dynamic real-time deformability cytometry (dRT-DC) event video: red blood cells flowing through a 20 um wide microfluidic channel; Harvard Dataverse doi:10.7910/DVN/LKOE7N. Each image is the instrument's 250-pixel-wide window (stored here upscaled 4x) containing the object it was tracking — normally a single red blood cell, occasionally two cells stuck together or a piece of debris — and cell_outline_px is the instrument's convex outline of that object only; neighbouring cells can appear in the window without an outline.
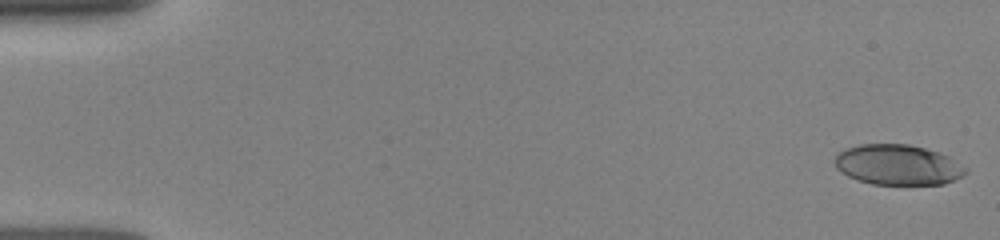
{"species": "human", "species_latin": "Homo sapiens", "temperature_condition": "room temperature", "stored_images_in_passage": 19, "camera_frame_rate_fps": 3000, "um_per_image_px": 0.085, "donor": {"sex": "female"}, "frame": {"image": 1, "passage_image": 1, "time_ms": 0.0, "image_size_px": [1000, 240], "cell_outline_px": [[968, 172], [964, 176], [944, 184], [872, 184], [856, 180], [848, 176], [836, 168], [836, 156], [844, 148], [860, 144], [908, 144], [940, 152], [948, 156], [968, 168]], "centroid_in_image_um": [76.35, 14.01], "position_along_channel_um": 8.7, "area_um2": 30.87}}
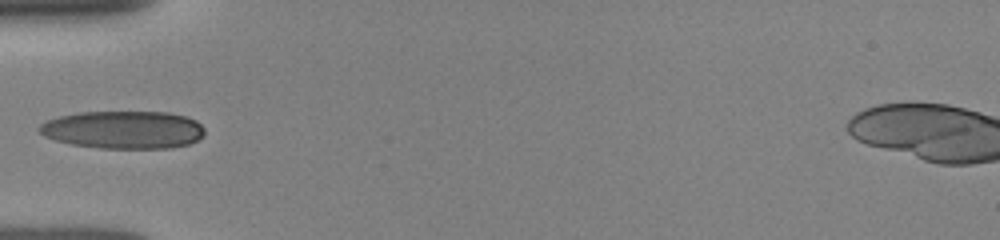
{"frame": {"image": 2, "passage_image": 14, "time_ms": 5.333, "image_size_px": [1000, 240], "cell_outline_px": [[204, 136], [188, 144], [172, 148], [100, 148], [72, 144], [56, 140], [44, 136], [36, 128], [40, 124], [48, 120], [60, 116], [80, 112], [168, 112], [184, 116], [196, 120], [204, 128]], "centroid_in_image_um": [10.49, 11.03], "position_along_channel_um": 74.5, "area_um2": 36.41}}
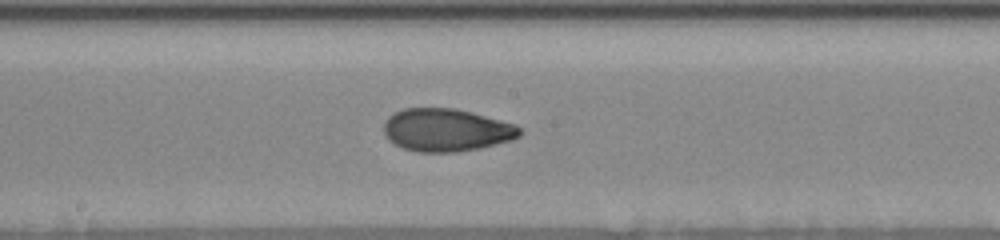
{"frame": {"image": 3, "passage_image": 19, "time_ms": 8.667, "image_size_px": [1000, 240], "cell_outline_px": [[524, 132], [520, 136], [512, 140], [480, 148], [456, 152], [416, 152], [404, 148], [388, 140], [384, 136], [384, 120], [388, 116], [404, 108], [456, 108], [472, 112], [516, 124]], "centroid_in_image_um": [37.95, 11.05], "position_along_channel_um": 210.2, "area_um2": 34.16}}